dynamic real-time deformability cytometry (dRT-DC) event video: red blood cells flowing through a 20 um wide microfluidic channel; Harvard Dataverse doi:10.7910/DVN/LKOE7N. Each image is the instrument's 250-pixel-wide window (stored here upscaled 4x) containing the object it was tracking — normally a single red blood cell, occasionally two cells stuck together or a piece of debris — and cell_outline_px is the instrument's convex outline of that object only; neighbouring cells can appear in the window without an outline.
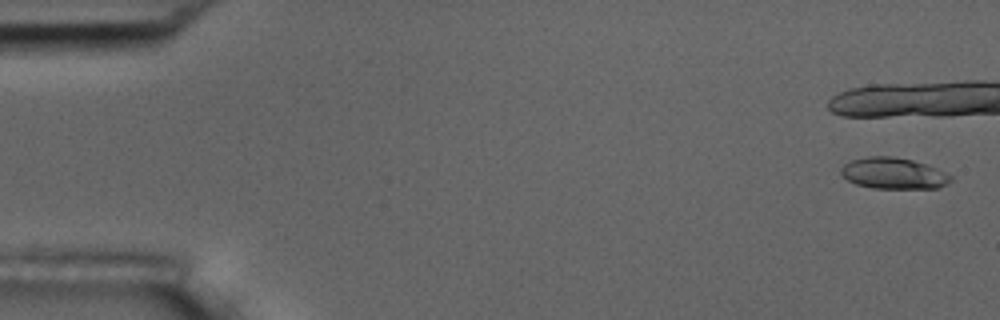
{"species": "common noctule bat (a hibernating species)", "species_latin": "Nyctalus noctula", "temperature_condition": "room temperature", "stored_images_in_passage": 9, "camera_frame_rate_fps": 3000, "um_per_image_px": 0.085, "animal": {"sex": "male", "body_mass_g": 17.5, "forearm_length_mm": 52.3}, "frame": {"image": 1, "passage_image": 1, "time_ms": 0.0, "image_size_px": [1000, 320], "cell_outline_px": [[952, 180], [948, 184], [936, 188], [872, 188], [856, 184], [848, 180], [840, 172], [840, 168], [844, 164], [852, 160], [868, 156], [892, 156], [912, 160], [936, 168], [952, 176]], "centroid_in_image_um": [75.94, 14.73], "position_along_channel_um": 9.1, "area_um2": 19.88}}
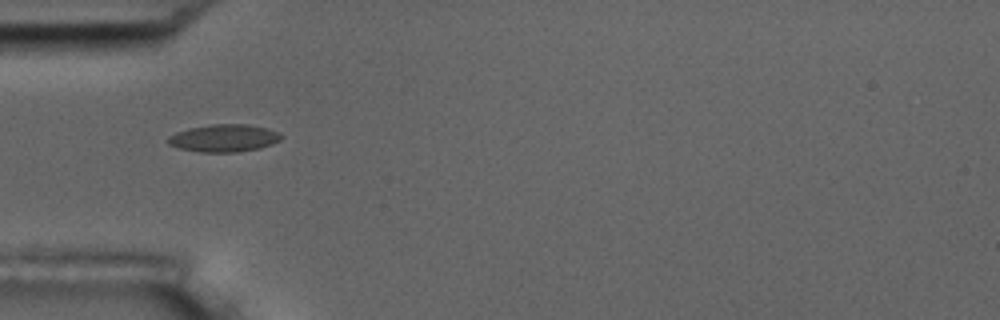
{"frame": {"image": 2, "passage_image": 7, "time_ms": 7.0, "image_size_px": [1000, 320], "cell_outline_px": [[284, 136], [280, 140], [272, 144], [260, 148], [236, 152], [200, 152], [180, 148], [168, 144], [168, 136], [176, 132], [188, 128], [212, 124], [248, 124], [268, 128], [280, 132]], "centroid_in_image_um": [19.07, 11.73], "position_along_channel_um": 65.9, "area_um2": 18.26}}